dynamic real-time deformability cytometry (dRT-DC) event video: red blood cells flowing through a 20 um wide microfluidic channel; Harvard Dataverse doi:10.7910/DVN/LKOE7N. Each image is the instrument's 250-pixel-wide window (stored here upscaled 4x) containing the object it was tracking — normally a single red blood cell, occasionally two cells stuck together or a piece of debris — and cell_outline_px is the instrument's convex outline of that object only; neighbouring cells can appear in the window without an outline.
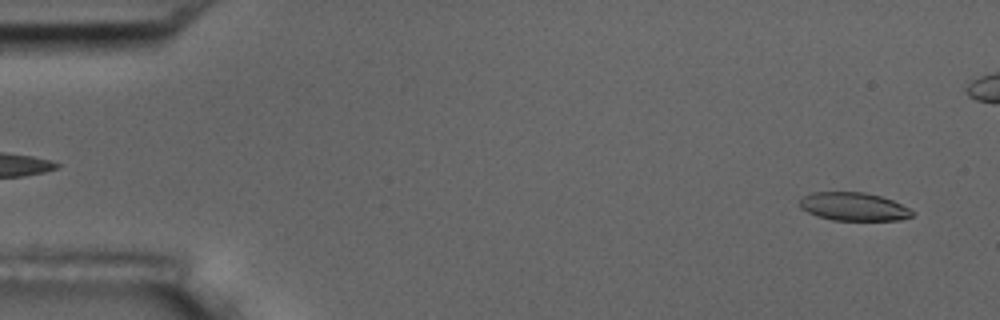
{"species": "common noctule bat (a hibernating species)", "species_latin": "Nyctalus noctula", "temperature_condition": "room temperature", "stored_images_in_passage": 5, "camera_frame_rate_fps": 3000, "um_per_image_px": 0.085, "animal": {"sex": "male", "body_mass_g": 17.5, "forearm_length_mm": 52.3}, "frame": {"image": 1, "passage_image": 1, "time_ms": 0.0, "image_size_px": [1000, 320], "cell_outline_px": [[916, 212], [912, 216], [900, 220], [832, 220], [816, 216], [800, 208], [800, 200], [804, 196], [812, 192], [864, 192], [880, 196], [892, 200]], "centroid_in_image_um": [72.56, 17.56], "position_along_channel_um": 12.4, "area_um2": 18.5}}